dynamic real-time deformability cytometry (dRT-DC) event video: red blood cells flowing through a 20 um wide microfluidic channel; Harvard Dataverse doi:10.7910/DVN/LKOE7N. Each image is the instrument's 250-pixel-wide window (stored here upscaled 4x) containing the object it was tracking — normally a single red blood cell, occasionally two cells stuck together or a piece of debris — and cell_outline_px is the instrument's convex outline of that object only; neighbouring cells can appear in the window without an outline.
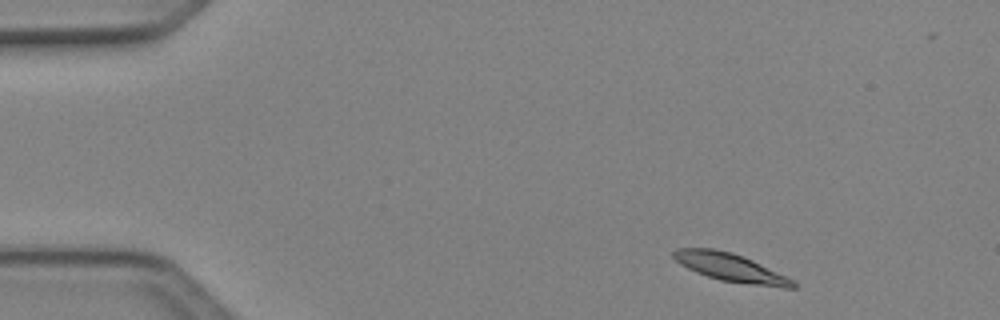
{"species": "Egyptian fruit bat (a non-hibernating species)", "species_latin": "Rousettus aegyptiacus", "temperature_condition": "cold", "stored_images_in_passage": 45, "camera_frame_rate_fps": 3000, "um_per_image_px": 0.085, "animal": {"sex": "female"}, "frame": {"image": 1, "passage_image": 1, "time_ms": 0.0, "image_size_px": [1000, 320], "cell_outline_px": [[796, 288], [784, 288], [720, 280], [696, 272], [680, 264], [672, 256], [672, 252], [676, 248], [712, 248], [732, 252], [752, 260], [796, 280]], "centroid_in_image_um": [62.11, 22.73], "position_along_channel_um": 22.9, "area_um2": 19.48}}
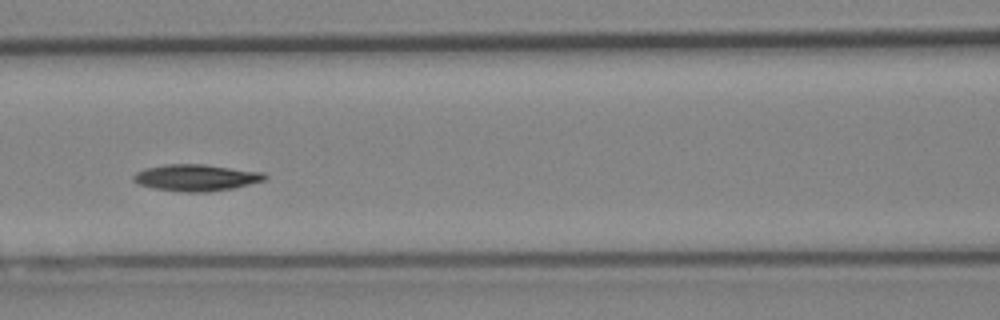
{"frame": {"image": 2, "passage_image": 17, "time_ms": 5.333, "image_size_px": [1000, 320], "cell_outline_px": [[268, 176], [264, 180], [232, 188], [208, 192], [184, 192], [152, 188], [136, 184], [132, 180], [132, 176], [136, 172], [144, 168], [164, 164], [204, 164], [264, 172]], "centroid_in_image_um": [16.61, 15.09], "position_along_channel_um": 150.0, "area_um2": 20.52}}
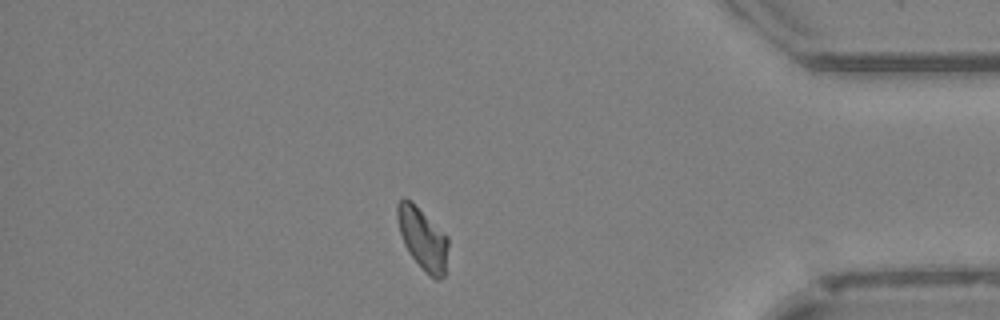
{"frame": {"image": 3, "passage_image": 38, "time_ms": 12.333, "image_size_px": [1000, 320], "cell_outline_px": [[448, 248], [444, 276], [440, 280], [436, 280], [428, 276], [424, 272], [408, 252], [404, 244], [400, 232], [396, 216], [396, 204], [404, 196], [412, 200], [448, 236]], "centroid_in_image_um": [35.92, 20.27], "position_along_channel_um": 399.3, "area_um2": 18.79}, "authors_computed_cell_mechanics": {"area_um2": 19.074, "velocity_mm_per_s": 4.0428, "shape_relaxation_time_tau1_ms": 5.5894, "shape_relaxation_time_tau2_ms": null, "deformation_change_tau1": 0.1398, "deformation_change_tau2": null}}